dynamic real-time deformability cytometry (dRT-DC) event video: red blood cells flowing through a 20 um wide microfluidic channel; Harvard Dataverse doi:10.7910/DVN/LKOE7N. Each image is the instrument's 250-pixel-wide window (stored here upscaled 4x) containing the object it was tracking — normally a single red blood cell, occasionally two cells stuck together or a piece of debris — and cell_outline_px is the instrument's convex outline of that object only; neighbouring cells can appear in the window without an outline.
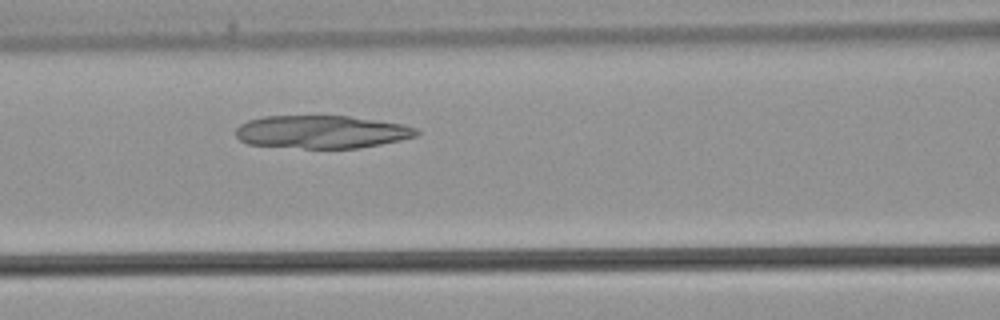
{"species": "common noctule bat (a hibernating species)", "species_latin": "Nyctalus noctula", "temperature_condition": "warm", "stored_images_in_passage": 35, "camera_frame_rate_fps": 3000, "um_per_image_px": 0.085, "animal": {"sex": "male", "body_mass_g": 21.5, "forearm_length_mm": 52.0}, "frame": {"image": 1, "passage_image": 11, "time_ms": 3.333, "image_size_px": [1000, 320], "cell_outline_px": [[420, 132], [416, 136], [400, 140], [360, 148], [304, 148], [248, 144], [240, 140], [236, 136], [236, 128], [240, 124], [248, 120], [264, 116], [348, 116], [404, 124], [416, 128]], "centroid_in_image_um": [27.34, 11.21], "position_along_channel_um": 139.3, "area_um2": 34.62}}
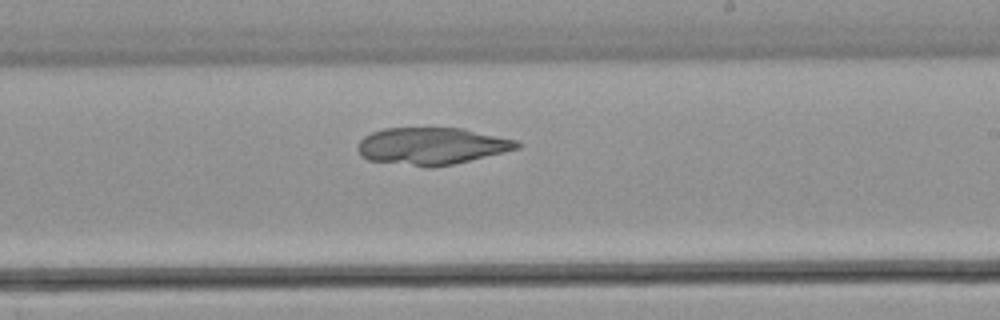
{"frame": {"image": 2, "passage_image": 18, "time_ms": 5.667, "image_size_px": [1000, 320], "cell_outline_px": [[524, 144], [520, 148], [504, 152], [452, 164], [432, 168], [428, 168], [368, 160], [360, 156], [356, 148], [360, 140], [364, 136], [372, 132], [384, 128], [464, 128], [516, 140]], "centroid_in_image_um": [36.68, 12.42], "position_along_channel_um": 252.3, "area_um2": 34.68}}